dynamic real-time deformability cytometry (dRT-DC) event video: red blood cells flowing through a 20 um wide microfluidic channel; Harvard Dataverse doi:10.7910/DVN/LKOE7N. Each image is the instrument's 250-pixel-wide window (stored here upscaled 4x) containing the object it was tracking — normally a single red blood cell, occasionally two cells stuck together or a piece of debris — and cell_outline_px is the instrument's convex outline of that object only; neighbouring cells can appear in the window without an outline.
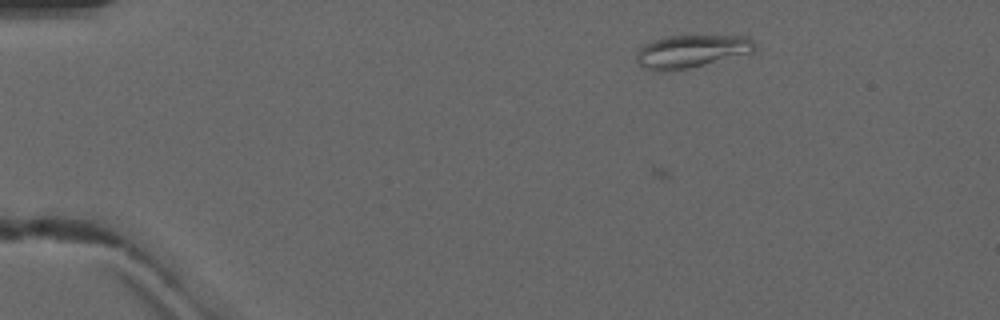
{"species": "common noctule bat (a hibernating species)", "species_latin": "Nyctalus noctula", "temperature_condition": "warm", "stored_images_in_passage": 3, "camera_frame_rate_fps": 3000, "um_per_image_px": 0.085, "animal": {"sex": "male", "forearm_length_mm": 52.5}, "frame": {"image": 1, "passage_image": 3, "time_ms": 2.333, "image_size_px": [1000, 320], "cell_outline_px": [[756, 48], [752, 52], [688, 68], [648, 68], [640, 64], [636, 60], [636, 56], [640, 48], [644, 44], [652, 40], [664, 36], [748, 36], [752, 40]], "centroid_in_image_um": [58.8, 4.3], "position_along_channel_um": 26.2, "area_um2": 21.68}}